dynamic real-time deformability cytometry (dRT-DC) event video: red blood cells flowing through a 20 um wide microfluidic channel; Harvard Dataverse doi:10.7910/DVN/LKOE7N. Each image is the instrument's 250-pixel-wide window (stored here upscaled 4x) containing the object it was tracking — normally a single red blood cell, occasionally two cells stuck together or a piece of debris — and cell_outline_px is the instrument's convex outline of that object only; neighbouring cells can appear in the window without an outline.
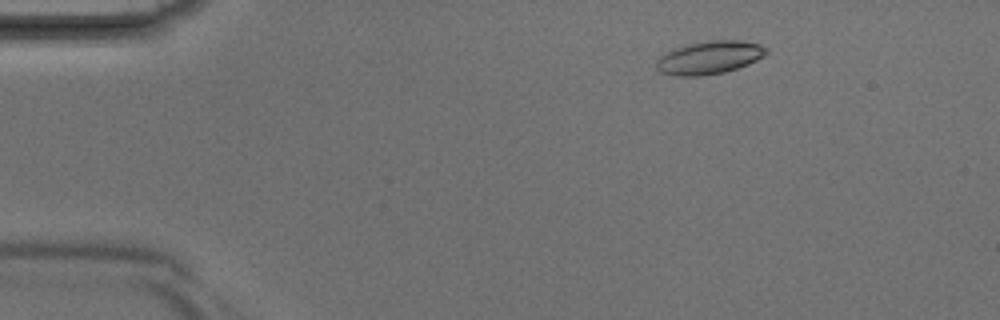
{"species": "Egyptian fruit bat (a non-hibernating species)", "species_latin": "Rousettus aegyptiacus", "temperature_condition": "room temperature", "stored_images_in_passage": 42, "camera_frame_rate_fps": 3000, "um_per_image_px": 0.085, "animal": {"sex": "male"}, "frame": {"image": 1, "passage_image": 6, "time_ms": 1.667, "image_size_px": [1000, 320], "cell_outline_px": [[768, 52], [764, 56], [748, 64], [724, 72], [700, 76], [672, 76], [660, 72], [656, 68], [656, 60], [664, 52], [688, 44], [708, 40], [744, 40], [760, 44], [768, 48]], "centroid_in_image_um": [60.29, 4.89], "position_along_channel_um": 24.7, "area_um2": 21.39}}
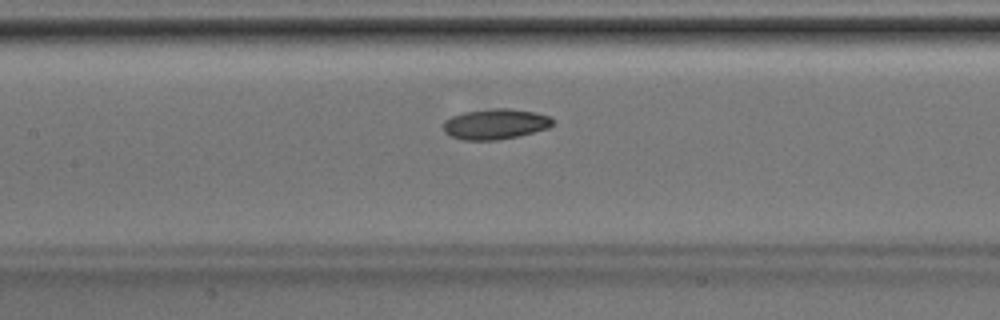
{"frame": {"image": 2, "passage_image": 19, "time_ms": 6.0, "image_size_px": [1000, 320], "cell_outline_px": [[552, 124], [548, 128], [516, 136], [496, 140], [464, 140], [452, 136], [444, 132], [444, 120], [452, 116], [464, 112], [492, 108], [508, 108], [536, 112], [548, 116], [552, 120]], "centroid_in_image_um": [42.08, 10.53], "position_along_channel_um": 165.3, "area_um2": 19.19}}
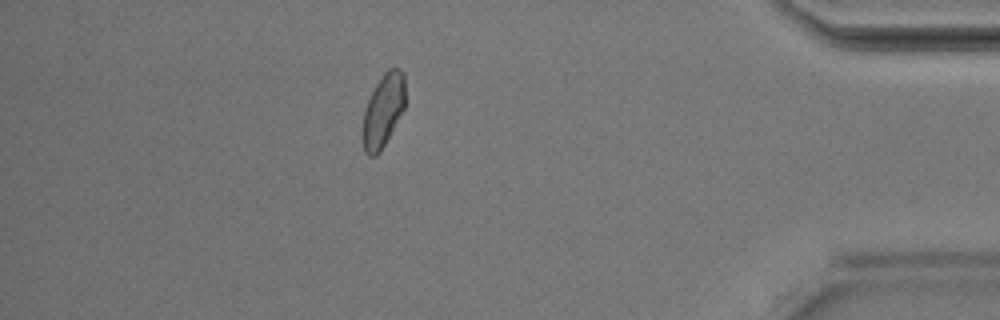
{"frame": {"image": 3, "passage_image": 36, "time_ms": 11.667, "image_size_px": [1000, 320], "cell_outline_px": [[404, 108], [380, 152], [376, 156], [368, 156], [364, 152], [360, 136], [364, 108], [376, 84], [384, 72], [388, 68], [400, 68], [404, 72]], "centroid_in_image_um": [32.52, 9.43], "position_along_channel_um": 402.7, "area_um2": 18.32}}